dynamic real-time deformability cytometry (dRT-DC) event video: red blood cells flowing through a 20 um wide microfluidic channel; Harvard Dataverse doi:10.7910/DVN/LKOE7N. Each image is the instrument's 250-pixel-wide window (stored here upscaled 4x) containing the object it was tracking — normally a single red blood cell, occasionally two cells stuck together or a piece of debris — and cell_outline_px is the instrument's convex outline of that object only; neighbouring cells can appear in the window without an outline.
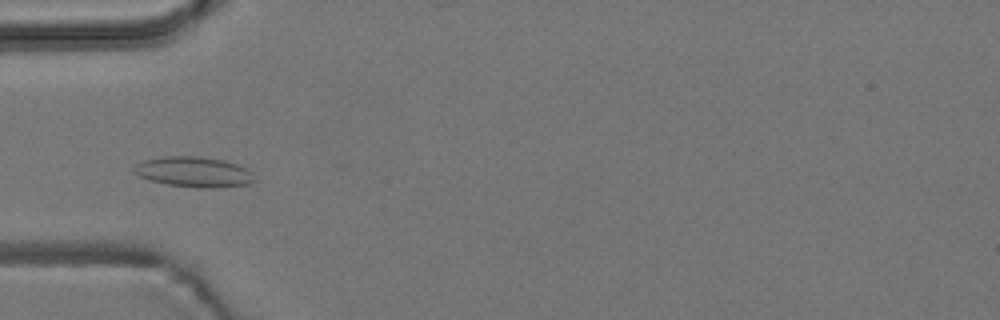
{"species": "common noctule bat (a hibernating species)", "species_latin": "Nyctalus noctula", "temperature_condition": "room temperature", "stored_images_in_passage": 6, "camera_frame_rate_fps": 3000, "um_per_image_px": 0.085, "animal": {"sex": "male", "body_mass_g": 19.2, "forearm_length_mm": 51.8}, "frame": {"image": 1, "passage_image": 4, "time_ms": 3.667, "image_size_px": [1000, 320], "cell_outline_px": [[256, 180], [248, 184], [220, 188], [200, 188], [168, 184], [148, 180], [132, 172], [132, 168], [136, 164], [144, 160], [164, 156], [200, 156], [224, 160], [236, 164], [252, 172]], "centroid_in_image_um": [16.47, 14.61], "position_along_channel_um": 68.5, "area_um2": 21.44}}
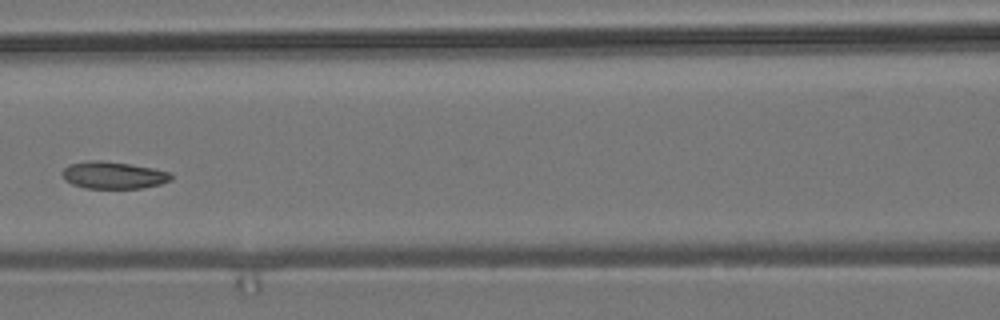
{"frame": {"image": 2, "passage_image": 6, "time_ms": 6.0, "image_size_px": [1000, 320], "cell_outline_px": [[172, 180], [160, 184], [140, 188], [84, 188], [72, 184], [64, 176], [64, 168], [68, 164], [88, 160], [100, 160], [128, 164], [152, 168], [168, 172], [172, 176]], "centroid_in_image_um": [9.64, 14.89], "position_along_channel_um": 157.0, "area_um2": 16.94}}